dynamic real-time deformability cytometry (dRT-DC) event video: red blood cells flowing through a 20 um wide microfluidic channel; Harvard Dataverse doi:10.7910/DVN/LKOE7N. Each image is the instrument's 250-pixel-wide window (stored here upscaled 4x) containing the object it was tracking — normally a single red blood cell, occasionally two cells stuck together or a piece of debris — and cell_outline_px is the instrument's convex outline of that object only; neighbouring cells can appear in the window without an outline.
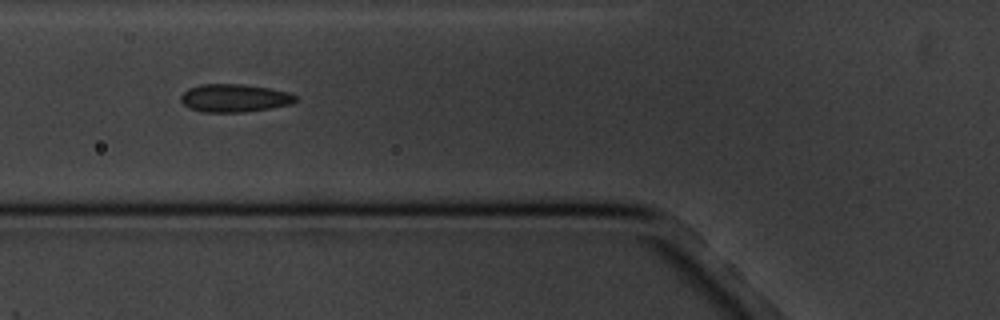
{"species": "common noctule bat (a hibernating species)", "species_latin": "Nyctalus noctula", "temperature_condition": "cold", "stored_images_in_passage": 7, "camera_frame_rate_fps": 3000, "um_per_image_px": 0.085, "animal": {"sex": "male", "body_mass_g": 20.1, "forearm_length_mm": 53.5}, "frame": {"image": 1, "passage_image": 3, "time_ms": 2.333, "image_size_px": [1000, 320], "cell_outline_px": [[300, 100], [292, 104], [272, 108], [244, 112], [204, 112], [188, 108], [180, 100], [180, 96], [188, 88], [200, 84], [244, 84], [268, 88], [288, 92], [296, 96]], "centroid_in_image_um": [19.94, 8.34], "position_along_channel_um": 105.9, "area_um2": 18.9}}
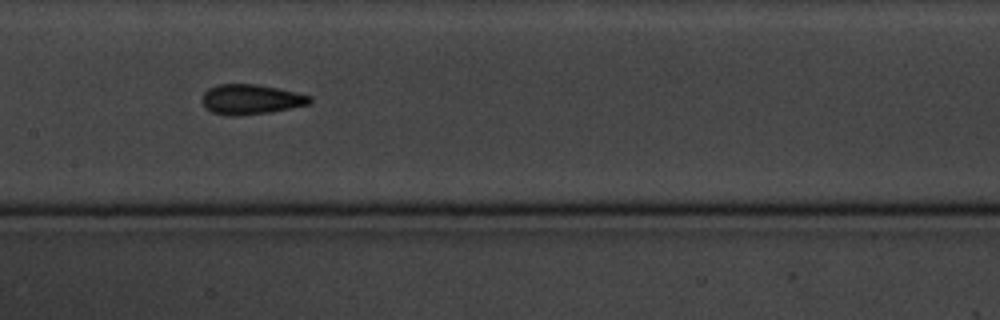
{"frame": {"image": 2, "passage_image": 5, "time_ms": 4.667, "image_size_px": [1000, 320], "cell_outline_px": [[312, 100], [308, 104], [268, 112], [236, 116], [228, 116], [212, 112], [204, 108], [200, 100], [204, 92], [208, 88], [220, 84], [260, 84], [312, 96]], "centroid_in_image_um": [21.26, 8.44], "position_along_channel_um": 186.1, "area_um2": 18.84}}
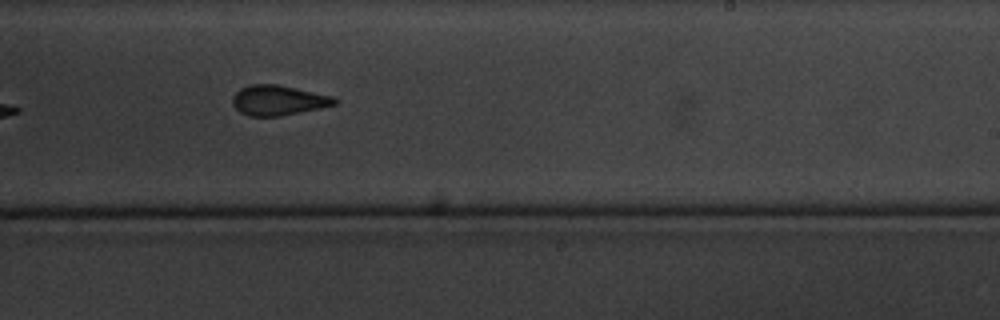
{"frame": {"image": 3, "passage_image": 7, "time_ms": 7.0, "image_size_px": [1000, 320], "cell_outline_px": [[336, 104], [320, 108], [280, 116], [248, 116], [240, 112], [232, 104], [232, 96], [240, 88], [248, 84], [276, 84], [332, 96], [336, 100]], "centroid_in_image_um": [23.59, 8.52], "position_along_channel_um": 265.4, "area_um2": 17.74}}